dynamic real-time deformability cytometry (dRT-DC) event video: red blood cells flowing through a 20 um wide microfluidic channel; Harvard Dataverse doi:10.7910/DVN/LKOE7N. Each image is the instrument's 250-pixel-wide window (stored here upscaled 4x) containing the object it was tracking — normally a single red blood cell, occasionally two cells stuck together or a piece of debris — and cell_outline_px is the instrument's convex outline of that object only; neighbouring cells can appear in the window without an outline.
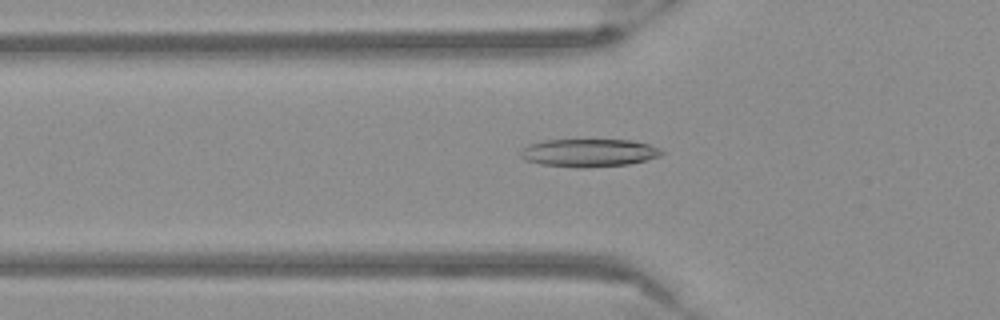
{"species": "Egyptian fruit bat (a non-hibernating species)", "species_latin": "Rousettus aegyptiacus", "temperature_condition": "warm", "stored_images_in_passage": 40, "camera_frame_rate_fps": 3000, "um_per_image_px": 0.085, "frame": {"image": 1, "passage_image": 5, "time_ms": 1.333, "image_size_px": [1000, 320], "cell_outline_px": [[664, 152], [660, 156], [648, 160], [628, 164], [580, 168], [540, 164], [524, 160], [520, 156], [520, 152], [528, 144], [544, 140], [632, 140], [648, 144], [660, 148]], "centroid_in_image_um": [50.06, 12.99], "position_along_channel_um": 75.7, "area_um2": 23.0}}
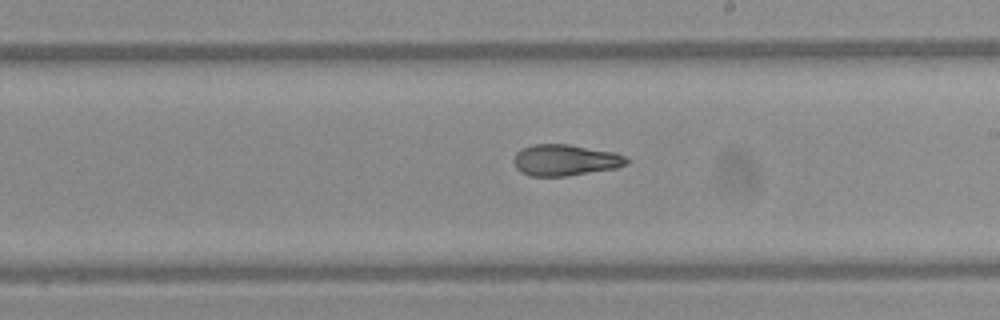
{"frame": {"image": 2, "passage_image": 18, "time_ms": 5.667, "image_size_px": [1000, 320], "cell_outline_px": [[628, 164], [616, 168], [568, 176], [528, 176], [520, 172], [516, 168], [512, 160], [516, 152], [520, 148], [532, 144], [568, 144], [616, 152], [624, 156], [628, 160]], "centroid_in_image_um": [48.0, 13.61], "position_along_channel_um": 241.0, "area_um2": 20.87}}
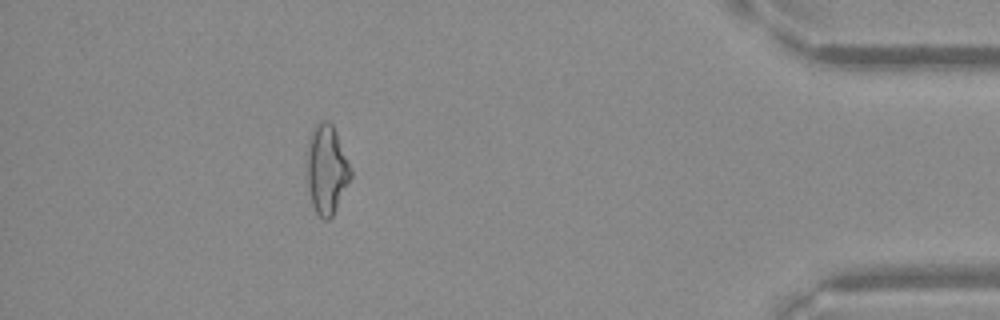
{"frame": {"image": 3, "passage_image": 35, "time_ms": 11.333, "image_size_px": [1000, 320], "cell_outline_px": [[352, 176], [332, 216], [328, 220], [324, 220], [316, 212], [312, 204], [308, 184], [308, 140], [316, 124], [320, 120], [328, 120], [332, 124], [336, 132], [352, 168]], "centroid_in_image_um": [27.79, 14.38], "position_along_channel_um": 407.4, "area_um2": 22.43}}